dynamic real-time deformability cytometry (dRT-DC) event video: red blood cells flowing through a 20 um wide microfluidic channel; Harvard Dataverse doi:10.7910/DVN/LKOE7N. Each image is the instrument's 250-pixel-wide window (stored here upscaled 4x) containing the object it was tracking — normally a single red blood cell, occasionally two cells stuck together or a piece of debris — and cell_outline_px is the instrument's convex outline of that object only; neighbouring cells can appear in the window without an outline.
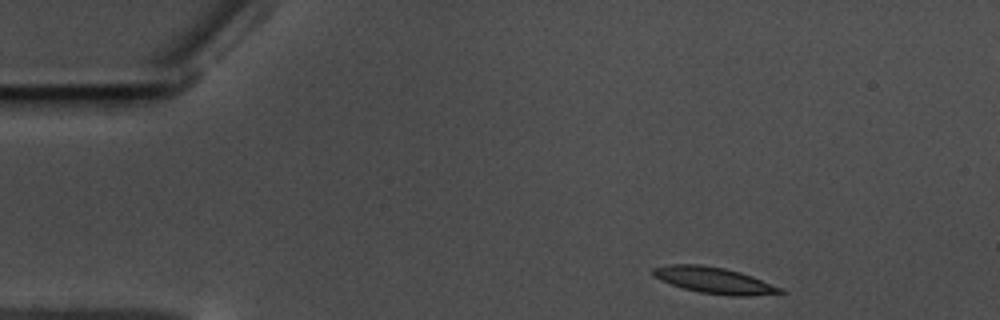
{"species": "common noctule bat (a hibernating species)", "species_latin": "Nyctalus noctula", "temperature_condition": "warm", "stored_images_in_passage": 51, "camera_frame_rate_fps": 3000, "um_per_image_px": 0.085, "animal": {"sex": "male", "body_mass_g": 17.5, "forearm_length_mm": 52.3}, "frame": {"image": 1, "passage_image": 1, "time_ms": 0.0, "image_size_px": [1000, 320], "cell_outline_px": [[788, 292], [748, 296], [728, 296], [700, 292], [684, 288], [660, 280], [652, 276], [652, 268], [672, 264], [700, 264], [724, 268], [740, 272], [752, 276], [780, 288]], "centroid_in_image_um": [60.67, 23.82], "position_along_channel_um": 24.3, "area_um2": 19.31}}
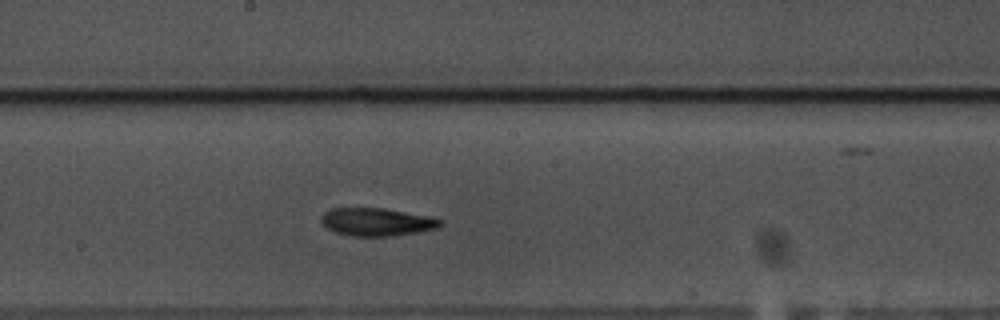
{"frame": {"image": 2, "passage_image": 24, "time_ms": 7.667, "image_size_px": [1000, 320], "cell_outline_px": [[444, 224], [436, 228], [420, 232], [392, 236], [352, 236], [336, 232], [328, 228], [320, 220], [320, 216], [328, 208], [384, 208], [428, 216], [444, 220]], "centroid_in_image_um": [32.04, 18.86], "position_along_channel_um": 216.2, "area_um2": 19.48}}
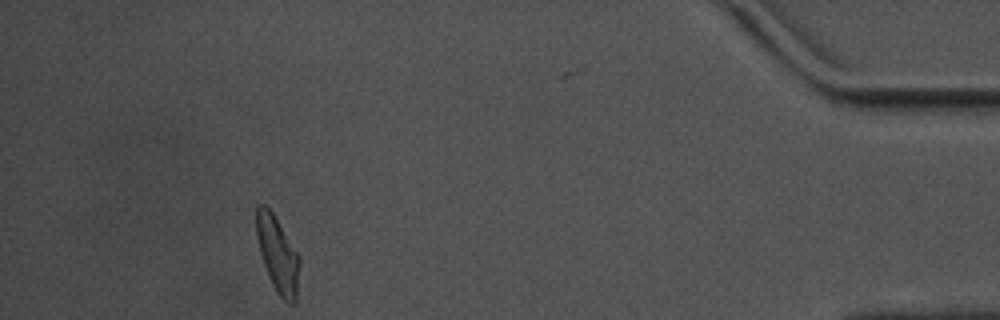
{"frame": {"image": 3, "passage_image": 46, "time_ms": 15.0, "image_size_px": [1000, 320], "cell_outline_px": [[300, 264], [296, 300], [292, 304], [288, 304], [276, 292], [272, 284], [264, 264], [260, 252], [256, 236], [256, 208], [260, 204], [264, 204], [272, 212], [300, 256]], "centroid_in_image_um": [23.61, 21.64], "position_along_channel_um": 411.6, "area_um2": 18.96}, "authors_computed_cell_mechanics": {"area_um2": 18.9584, "velocity_mm_per_s": 3.4981, "shape_relaxation_time_tau1_ms": 4.0782, "shape_relaxation_time_tau2_ms": 9.8476, "deformation_change_tau1": 0.1707, "deformation_change_tau2": 0.1503}}